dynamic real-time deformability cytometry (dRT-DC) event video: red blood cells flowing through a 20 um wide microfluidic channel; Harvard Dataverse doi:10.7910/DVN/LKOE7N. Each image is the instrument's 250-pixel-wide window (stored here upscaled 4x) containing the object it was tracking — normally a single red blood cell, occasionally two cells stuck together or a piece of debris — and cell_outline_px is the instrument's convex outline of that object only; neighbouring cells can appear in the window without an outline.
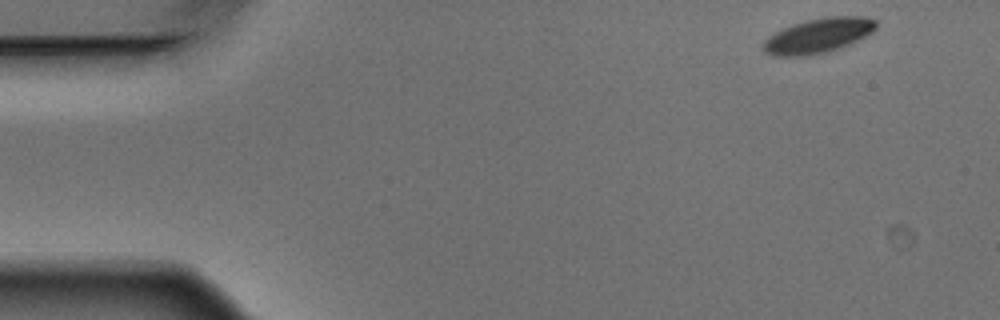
{"species": "Egyptian fruit bat (a non-hibernating species)", "species_latin": "Rousettus aegyptiacus", "temperature_condition": "warm", "stored_images_in_passage": 5, "segment_of_instrument_passage": [1, 2], "camera_frame_rate_fps": 3000, "um_per_image_px": 0.085, "animal": {"sex": "male"}, "frame": {"image": 1, "passage_image": 1, "time_ms": 0.0, "image_size_px": [1000, 320], "cell_outline_px": [[876, 28], [872, 32], [848, 44], [824, 52], [800, 56], [772, 56], [764, 52], [764, 40], [768, 36], [792, 24], [804, 20], [824, 16], [864, 16], [876, 20]], "centroid_in_image_um": [69.53, 3.0], "position_along_channel_um": 15.5, "area_um2": 22.6}}